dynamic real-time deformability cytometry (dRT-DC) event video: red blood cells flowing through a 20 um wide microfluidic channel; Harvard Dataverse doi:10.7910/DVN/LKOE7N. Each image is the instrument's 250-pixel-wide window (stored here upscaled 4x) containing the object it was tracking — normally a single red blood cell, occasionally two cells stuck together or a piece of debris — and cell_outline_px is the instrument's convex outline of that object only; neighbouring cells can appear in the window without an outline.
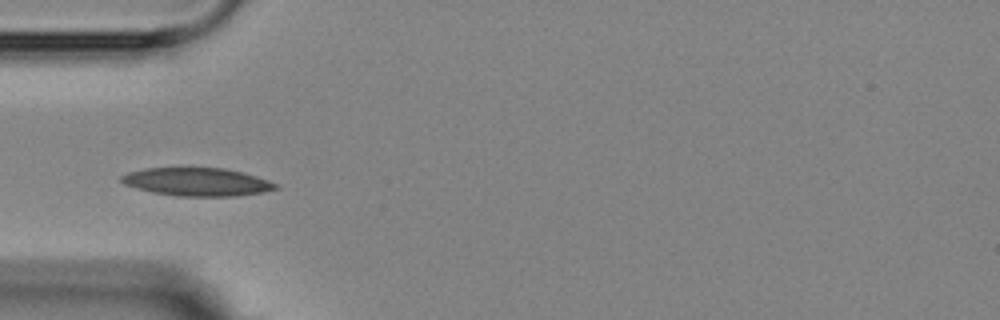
{"species": "Egyptian fruit bat (a non-hibernating species)", "species_latin": "Rousettus aegyptiacus", "temperature_condition": "room temperature", "stored_images_in_passage": 14, "camera_frame_rate_fps": 3000, "um_per_image_px": 0.085, "animal": {"sex": "female"}, "frame": {"image": 1, "passage_image": 4, "time_ms": 4.333, "image_size_px": [1000, 320], "cell_outline_px": [[280, 188], [264, 192], [236, 196], [176, 196], [152, 192], [136, 188], [124, 184], [120, 180], [120, 176], [128, 172], [144, 168], [224, 168], [256, 176], [268, 180], [276, 184]], "centroid_in_image_um": [16.73, 15.46], "position_along_channel_um": 68.3, "area_um2": 25.26}}
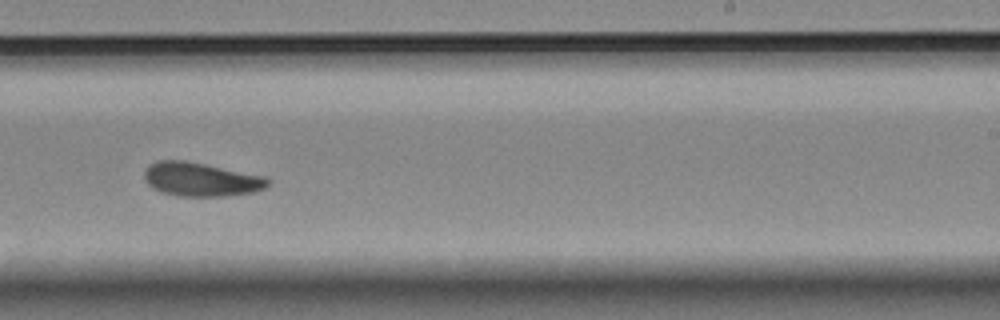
{"frame": {"image": 2, "passage_image": 9, "time_ms": 10.0, "image_size_px": [1000, 320], "cell_outline_px": [[268, 184], [264, 188], [256, 192], [224, 196], [176, 196], [152, 188], [144, 180], [144, 172], [148, 164], [156, 160], [184, 160], [264, 176], [268, 180]], "centroid_in_image_um": [17.03, 15.25], "position_along_channel_um": 272.0, "area_um2": 24.28}}
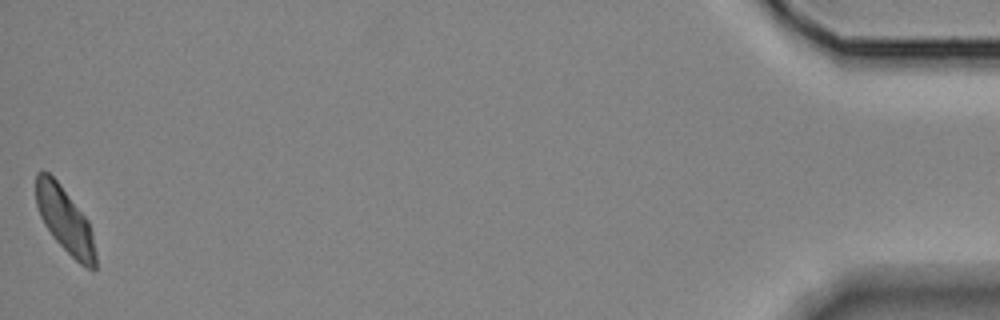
{"frame": {"image": 3, "passage_image": 14, "time_ms": 17.0, "image_size_px": [1000, 320], "cell_outline_px": [[96, 268], [88, 268], [80, 264], [52, 236], [44, 224], [40, 216], [36, 204], [36, 172], [48, 172], [60, 184], [88, 220], [92, 232], [96, 252]], "centroid_in_image_um": [5.52, 18.71], "position_along_channel_um": 429.7, "area_um2": 22.43}, "authors_computed_cell_mechanics": {"area_um2": 23.8714, "velocity_mm_per_s": 3.591, "shape_relaxation_time_tau1_ms": 7.3289, "shape_relaxation_time_tau2_ms": 2.8945, "deformation_change_tau1": 0.1147, "deformation_change_tau2": 0.0717}}